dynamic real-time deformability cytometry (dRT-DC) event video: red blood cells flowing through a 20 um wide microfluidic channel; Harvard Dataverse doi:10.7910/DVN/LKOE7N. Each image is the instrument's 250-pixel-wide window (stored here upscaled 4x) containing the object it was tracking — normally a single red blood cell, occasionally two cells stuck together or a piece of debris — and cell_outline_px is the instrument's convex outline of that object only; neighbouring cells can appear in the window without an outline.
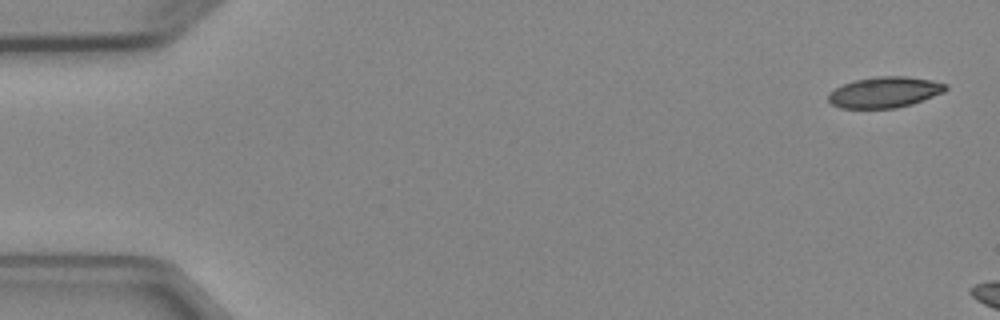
{"species": "Egyptian fruit bat (a non-hibernating species)", "species_latin": "Rousettus aegyptiacus", "temperature_condition": "cold", "stored_images_in_passage": 3, "camera_frame_rate_fps": 3000, "um_per_image_px": 0.085, "animal": {"sex": "female"}, "frame": {"image": 1, "passage_image": 1, "time_ms": 0.0, "image_size_px": [1000, 320], "cell_outline_px": [[948, 88], [944, 92], [912, 104], [896, 108], [840, 108], [832, 104], [828, 100], [828, 92], [844, 84], [856, 80], [880, 76], [904, 76], [932, 80], [948, 84]], "centroid_in_image_um": [75.21, 7.84], "position_along_channel_um": 9.8, "area_um2": 21.04}}